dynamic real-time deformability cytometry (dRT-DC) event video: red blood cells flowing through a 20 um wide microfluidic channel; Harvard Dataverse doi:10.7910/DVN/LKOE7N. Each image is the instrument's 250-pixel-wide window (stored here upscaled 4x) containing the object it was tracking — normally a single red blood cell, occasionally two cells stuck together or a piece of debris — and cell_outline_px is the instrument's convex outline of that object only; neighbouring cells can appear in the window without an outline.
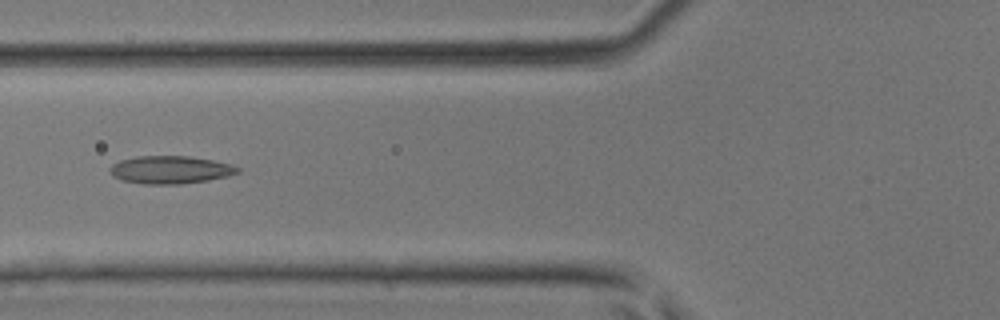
{"species": "common noctule bat (a hibernating species)", "species_latin": "Nyctalus noctula", "temperature_condition": "room temperature", "stored_images_in_passage": 30, "camera_frame_rate_fps": 3000, "um_per_image_px": 0.085, "animal": {"sex": "male", "body_mass_g": 17.9, "forearm_length_mm": 54.2}, "frame": {"image": 1, "passage_image": 4, "time_ms": 1.0, "image_size_px": [1000, 320], "cell_outline_px": [[240, 172], [228, 176], [208, 180], [180, 184], [144, 184], [124, 180], [112, 176], [108, 168], [112, 164], [120, 160], [136, 156], [188, 156], [212, 160], [232, 164], [240, 168]], "centroid_in_image_um": [14.48, 14.43], "position_along_channel_um": 111.3, "area_um2": 20.75}}
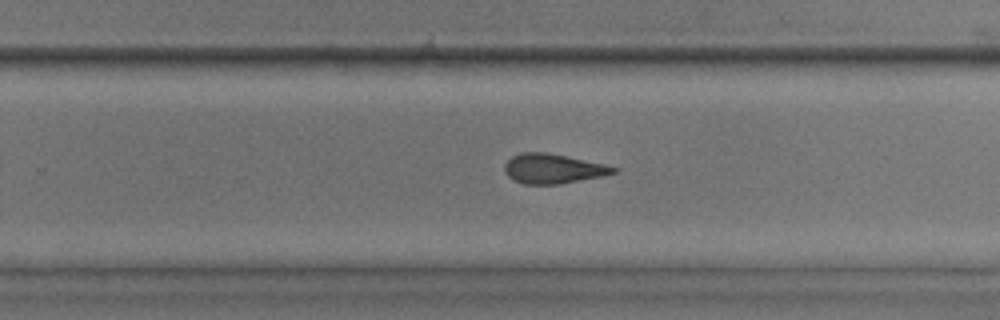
{"frame": {"image": 2, "passage_image": 15, "time_ms": 4.667, "image_size_px": [1000, 320], "cell_outline_px": [[620, 168], [616, 172], [600, 176], [560, 184], [524, 184], [512, 180], [504, 172], [504, 164], [512, 156], [520, 152], [548, 152], [604, 164]], "centroid_in_image_um": [46.96, 14.33], "position_along_channel_um": 282.8, "area_um2": 18.84}}
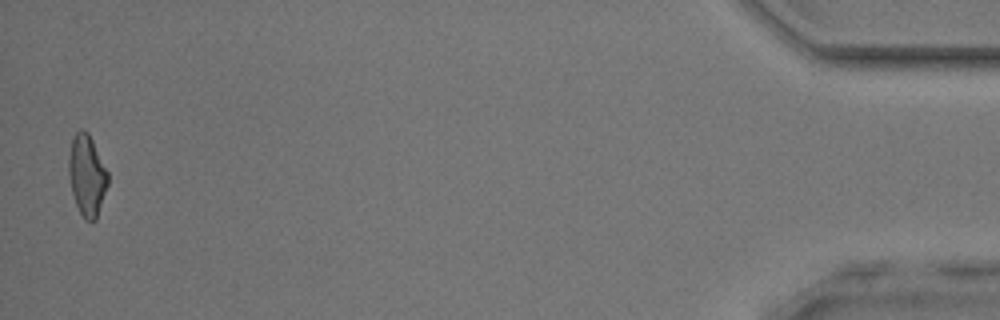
{"frame": {"image": 3, "passage_image": 30, "time_ms": 9.667, "image_size_px": [1000, 320], "cell_outline_px": [[108, 184], [96, 220], [84, 220], [76, 204], [72, 192], [68, 172], [68, 160], [72, 140], [76, 132], [80, 128], [84, 128], [88, 132], [108, 172]], "centroid_in_image_um": [7.39, 14.89], "position_along_channel_um": 427.8, "area_um2": 18.38}}